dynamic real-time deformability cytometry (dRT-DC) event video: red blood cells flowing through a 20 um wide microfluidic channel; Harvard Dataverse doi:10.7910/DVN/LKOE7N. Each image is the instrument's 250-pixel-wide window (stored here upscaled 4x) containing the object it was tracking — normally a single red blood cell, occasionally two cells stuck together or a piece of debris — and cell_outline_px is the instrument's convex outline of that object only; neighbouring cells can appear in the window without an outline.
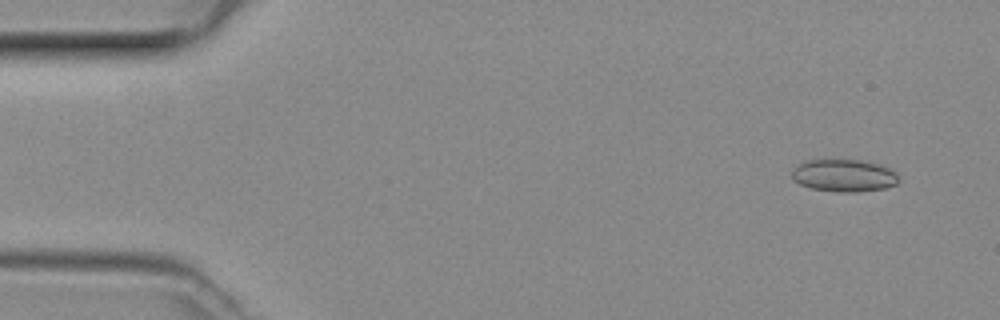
{"species": "common noctule bat (a hibernating species)", "species_latin": "Nyctalus noctula", "temperature_condition": "room temperature", "stored_images_in_passage": 49, "camera_frame_rate_fps": 3000, "um_per_image_px": 0.085, "animal": {"sex": "female", "body_mass_g": 29.2, "forearm_length_mm": 56.3}, "frame": {"image": 1, "passage_image": 4, "time_ms": 1.0, "image_size_px": [1000, 320], "cell_outline_px": [[900, 180], [896, 184], [884, 188], [856, 192], [840, 192], [812, 188], [800, 184], [792, 180], [792, 172], [800, 164], [808, 160], [868, 160], [880, 164], [896, 172]], "centroid_in_image_um": [71.78, 14.91], "position_along_channel_um": 13.2, "area_um2": 20.11}}
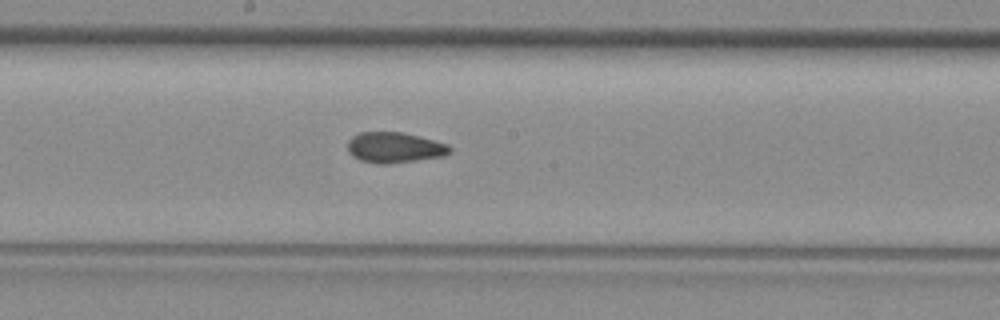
{"frame": {"image": 2, "passage_image": 26, "time_ms": 8.333, "image_size_px": [1000, 320], "cell_outline_px": [[452, 152], [444, 156], [388, 164], [376, 164], [360, 160], [352, 156], [348, 152], [348, 140], [352, 136], [360, 132], [400, 132], [448, 144], [452, 148]], "centroid_in_image_um": [33.52, 12.55], "position_along_channel_um": 214.7, "area_um2": 18.21}}
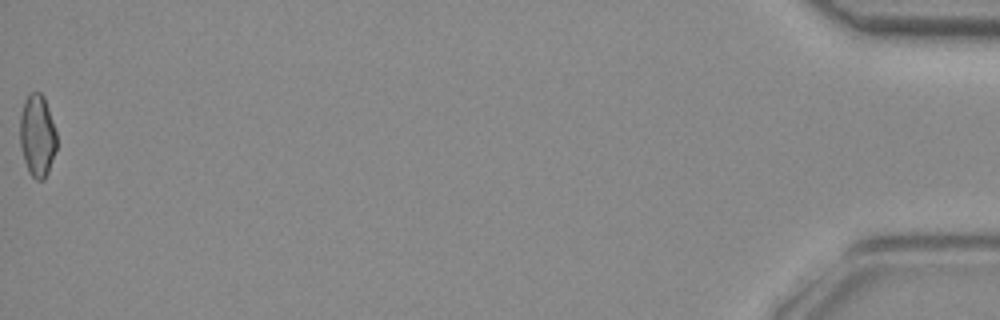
{"frame": {"image": 3, "passage_image": 49, "time_ms": 16.0, "image_size_px": [1000, 320], "cell_outline_px": [[56, 148], [48, 172], [44, 180], [36, 180], [28, 172], [24, 160], [20, 144], [20, 116], [28, 92], [40, 92], [44, 96], [56, 132]], "centroid_in_image_um": [3.16, 11.53], "position_along_channel_um": 432.0, "area_um2": 17.51}}